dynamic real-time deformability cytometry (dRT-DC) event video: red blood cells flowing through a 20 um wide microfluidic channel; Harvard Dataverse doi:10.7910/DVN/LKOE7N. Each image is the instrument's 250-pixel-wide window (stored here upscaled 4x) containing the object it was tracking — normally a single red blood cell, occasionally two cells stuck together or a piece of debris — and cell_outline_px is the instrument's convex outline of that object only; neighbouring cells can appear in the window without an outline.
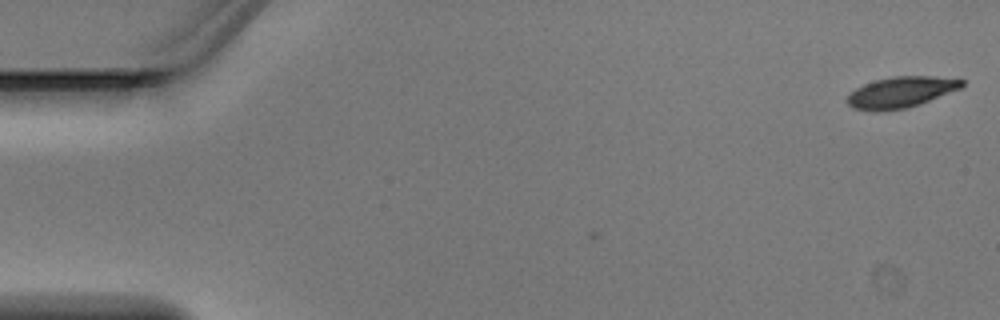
{"species": "Egyptian fruit bat (a non-hibernating species)", "species_latin": "Rousettus aegyptiacus", "temperature_condition": "warm", "stored_images_in_passage": 4, "camera_frame_rate_fps": 3000, "um_per_image_px": 0.085, "animal": {"sex": "male"}, "frame": {"image": 1, "passage_image": 1, "time_ms": 0.0, "image_size_px": [1000, 320], "cell_outline_px": [[964, 84], [960, 88], [920, 104], [908, 108], [884, 112], [872, 112], [852, 108], [848, 104], [848, 96], [856, 88], [864, 84], [876, 80], [892, 76], [932, 76], [964, 80]], "centroid_in_image_um": [76.54, 7.86], "position_along_channel_um": 8.5, "area_um2": 20.75}}